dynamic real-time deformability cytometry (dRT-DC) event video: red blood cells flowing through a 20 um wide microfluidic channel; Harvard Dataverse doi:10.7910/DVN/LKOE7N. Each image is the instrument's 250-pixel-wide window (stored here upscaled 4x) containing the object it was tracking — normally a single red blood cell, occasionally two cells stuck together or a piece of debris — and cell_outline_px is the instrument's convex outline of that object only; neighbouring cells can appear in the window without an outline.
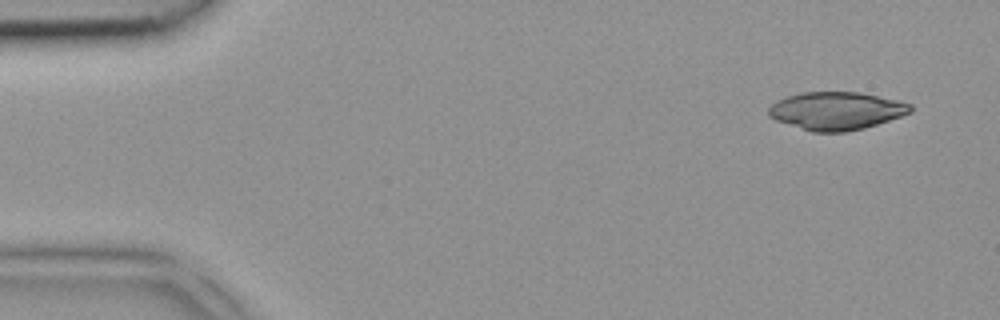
{"species": "common noctule bat (a hibernating species)", "species_latin": "Nyctalus noctula", "temperature_condition": "room temperature", "stored_images_in_passage": 5, "camera_frame_rate_fps": 3000, "um_per_image_px": 0.085, "animal": {"sex": "female", "body_mass_g": 18.4}, "frame": {"image": 1, "passage_image": 1, "time_ms": 0.0, "image_size_px": [1000, 320], "cell_outline_px": [[912, 112], [864, 128], [848, 132], [812, 132], [776, 120], [768, 116], [768, 108], [776, 100], [788, 96], [804, 92], [856, 92], [896, 100], [912, 104]], "centroid_in_image_um": [71.06, 9.43], "position_along_channel_um": 13.9, "area_um2": 31.1}}